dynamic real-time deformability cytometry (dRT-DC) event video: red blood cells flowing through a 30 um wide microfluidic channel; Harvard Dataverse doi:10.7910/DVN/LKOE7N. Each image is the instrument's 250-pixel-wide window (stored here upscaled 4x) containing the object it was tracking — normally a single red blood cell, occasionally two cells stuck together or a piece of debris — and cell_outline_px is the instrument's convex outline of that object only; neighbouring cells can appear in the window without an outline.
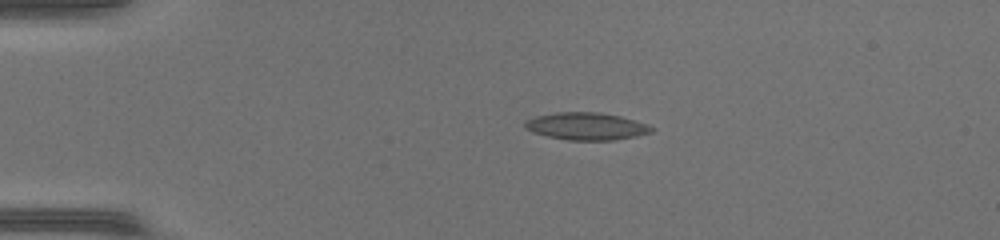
{"species": "common noctule bat (a hibernating species)", "species_latin": "Nyctalus noctula", "temperature_condition": "warm", "stored_images_in_passage": 48, "camera_frame_rate_fps": 3000, "um_per_image_px": 0.085, "animal": {"sex": "female", "body_mass_g": 17.0, "forearm_length_mm": 48.0}, "frame": {"image": 1, "passage_image": 10, "time_ms": 3.0, "image_size_px": [1000, 240], "cell_outline_px": [[656, 128], [652, 132], [636, 136], [612, 140], [568, 140], [548, 136], [524, 128], [524, 120], [536, 116], [556, 112], [600, 112], [620, 116], [648, 124]], "centroid_in_image_um": [49.86, 10.72], "position_along_channel_um": 35.1, "area_um2": 20.17}}
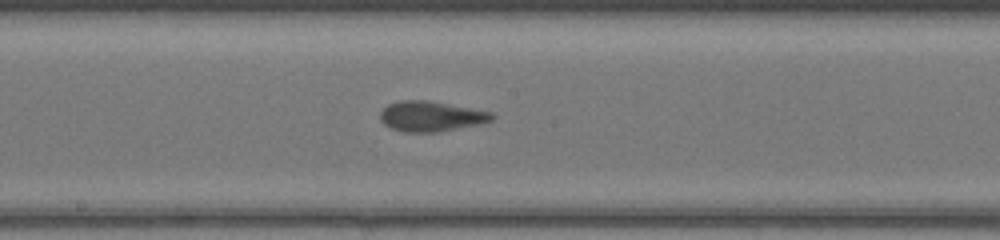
{"frame": {"image": 2, "passage_image": 26, "time_ms": 8.333, "image_size_px": [1000, 240], "cell_outline_px": [[496, 116], [492, 120], [476, 124], [440, 132], [404, 132], [392, 128], [384, 124], [380, 120], [380, 112], [388, 104], [400, 100], [424, 100], [492, 112]], "centroid_in_image_um": [36.6, 9.89], "position_along_channel_um": 211.6, "area_um2": 19.42}}
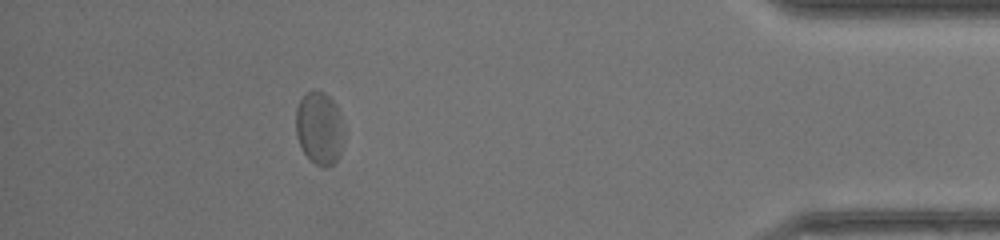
{"frame": {"image": 3, "passage_image": 43, "time_ms": 14.0, "image_size_px": [1000, 240], "cell_outline_px": [[344, 144], [340, 156], [332, 164], [316, 164], [304, 152], [296, 136], [296, 108], [300, 100], [312, 88], [316, 88], [324, 92], [336, 104], [340, 112]], "centroid_in_image_um": [27.16, 10.83], "position_along_channel_um": 408.0, "area_um2": 20.35}, "authors_computed_cell_mechanics": {"area_um2": 19.6809, "velocity_mm_per_s": 4.3081, "shape_relaxation_time_tau1_ms": 2.944, "shape_relaxation_time_tau2_ms": 1.5645, "deformation_change_tau1": 0.1173, "deformation_change_tau2": 0.0811}}